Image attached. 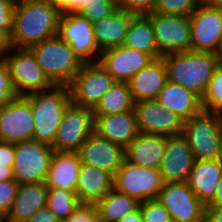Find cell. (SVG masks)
Segmentation results:
<instances>
[{
    "label": "cell",
    "instance_id": "cell-1",
    "mask_svg": "<svg viewBox=\"0 0 222 222\" xmlns=\"http://www.w3.org/2000/svg\"><path fill=\"white\" fill-rule=\"evenodd\" d=\"M60 16L46 0H16L12 47L30 48L57 35Z\"/></svg>",
    "mask_w": 222,
    "mask_h": 222
},
{
    "label": "cell",
    "instance_id": "cell-2",
    "mask_svg": "<svg viewBox=\"0 0 222 222\" xmlns=\"http://www.w3.org/2000/svg\"><path fill=\"white\" fill-rule=\"evenodd\" d=\"M167 81L179 84L204 96L215 68L219 65L216 53L189 50L162 56Z\"/></svg>",
    "mask_w": 222,
    "mask_h": 222
},
{
    "label": "cell",
    "instance_id": "cell-3",
    "mask_svg": "<svg viewBox=\"0 0 222 222\" xmlns=\"http://www.w3.org/2000/svg\"><path fill=\"white\" fill-rule=\"evenodd\" d=\"M34 118L33 140L53 147L64 111L71 103L67 85H54L50 90L25 96Z\"/></svg>",
    "mask_w": 222,
    "mask_h": 222
},
{
    "label": "cell",
    "instance_id": "cell-4",
    "mask_svg": "<svg viewBox=\"0 0 222 222\" xmlns=\"http://www.w3.org/2000/svg\"><path fill=\"white\" fill-rule=\"evenodd\" d=\"M29 49L54 85H68L84 64L69 44L57 35Z\"/></svg>",
    "mask_w": 222,
    "mask_h": 222
},
{
    "label": "cell",
    "instance_id": "cell-5",
    "mask_svg": "<svg viewBox=\"0 0 222 222\" xmlns=\"http://www.w3.org/2000/svg\"><path fill=\"white\" fill-rule=\"evenodd\" d=\"M195 160L222 159V117L202 111L184 121V132Z\"/></svg>",
    "mask_w": 222,
    "mask_h": 222
},
{
    "label": "cell",
    "instance_id": "cell-6",
    "mask_svg": "<svg viewBox=\"0 0 222 222\" xmlns=\"http://www.w3.org/2000/svg\"><path fill=\"white\" fill-rule=\"evenodd\" d=\"M0 58L9 69L18 96L47 91L54 86L29 48L12 47Z\"/></svg>",
    "mask_w": 222,
    "mask_h": 222
},
{
    "label": "cell",
    "instance_id": "cell-7",
    "mask_svg": "<svg viewBox=\"0 0 222 222\" xmlns=\"http://www.w3.org/2000/svg\"><path fill=\"white\" fill-rule=\"evenodd\" d=\"M54 150L36 140L15 144L13 177L19 184L45 182Z\"/></svg>",
    "mask_w": 222,
    "mask_h": 222
},
{
    "label": "cell",
    "instance_id": "cell-8",
    "mask_svg": "<svg viewBox=\"0 0 222 222\" xmlns=\"http://www.w3.org/2000/svg\"><path fill=\"white\" fill-rule=\"evenodd\" d=\"M115 82L100 62L84 63L67 85L71 103L93 110Z\"/></svg>",
    "mask_w": 222,
    "mask_h": 222
},
{
    "label": "cell",
    "instance_id": "cell-9",
    "mask_svg": "<svg viewBox=\"0 0 222 222\" xmlns=\"http://www.w3.org/2000/svg\"><path fill=\"white\" fill-rule=\"evenodd\" d=\"M163 184L158 169L134 165L126 159L114 175V188L140 203L157 199Z\"/></svg>",
    "mask_w": 222,
    "mask_h": 222
},
{
    "label": "cell",
    "instance_id": "cell-10",
    "mask_svg": "<svg viewBox=\"0 0 222 222\" xmlns=\"http://www.w3.org/2000/svg\"><path fill=\"white\" fill-rule=\"evenodd\" d=\"M153 28L159 58L170 53L191 50V23L189 16L152 12L145 15Z\"/></svg>",
    "mask_w": 222,
    "mask_h": 222
},
{
    "label": "cell",
    "instance_id": "cell-11",
    "mask_svg": "<svg viewBox=\"0 0 222 222\" xmlns=\"http://www.w3.org/2000/svg\"><path fill=\"white\" fill-rule=\"evenodd\" d=\"M157 200L175 222H206V207L185 182H164Z\"/></svg>",
    "mask_w": 222,
    "mask_h": 222
},
{
    "label": "cell",
    "instance_id": "cell-12",
    "mask_svg": "<svg viewBox=\"0 0 222 222\" xmlns=\"http://www.w3.org/2000/svg\"><path fill=\"white\" fill-rule=\"evenodd\" d=\"M57 36L68 43L83 63L99 62V50L92 23L78 13L61 14Z\"/></svg>",
    "mask_w": 222,
    "mask_h": 222
},
{
    "label": "cell",
    "instance_id": "cell-13",
    "mask_svg": "<svg viewBox=\"0 0 222 222\" xmlns=\"http://www.w3.org/2000/svg\"><path fill=\"white\" fill-rule=\"evenodd\" d=\"M93 132V110L70 103L64 111L52 148L56 152H78Z\"/></svg>",
    "mask_w": 222,
    "mask_h": 222
},
{
    "label": "cell",
    "instance_id": "cell-14",
    "mask_svg": "<svg viewBox=\"0 0 222 222\" xmlns=\"http://www.w3.org/2000/svg\"><path fill=\"white\" fill-rule=\"evenodd\" d=\"M34 118L30 101L17 96L12 102L0 107V141L20 143L33 139Z\"/></svg>",
    "mask_w": 222,
    "mask_h": 222
},
{
    "label": "cell",
    "instance_id": "cell-15",
    "mask_svg": "<svg viewBox=\"0 0 222 222\" xmlns=\"http://www.w3.org/2000/svg\"><path fill=\"white\" fill-rule=\"evenodd\" d=\"M139 133L173 136L184 132V120L157 100L134 103Z\"/></svg>",
    "mask_w": 222,
    "mask_h": 222
},
{
    "label": "cell",
    "instance_id": "cell-16",
    "mask_svg": "<svg viewBox=\"0 0 222 222\" xmlns=\"http://www.w3.org/2000/svg\"><path fill=\"white\" fill-rule=\"evenodd\" d=\"M189 17L191 50L216 53L222 39V10L202 2Z\"/></svg>",
    "mask_w": 222,
    "mask_h": 222
},
{
    "label": "cell",
    "instance_id": "cell-17",
    "mask_svg": "<svg viewBox=\"0 0 222 222\" xmlns=\"http://www.w3.org/2000/svg\"><path fill=\"white\" fill-rule=\"evenodd\" d=\"M195 159L184 134L167 137V146L159 168L164 182L188 181Z\"/></svg>",
    "mask_w": 222,
    "mask_h": 222
},
{
    "label": "cell",
    "instance_id": "cell-18",
    "mask_svg": "<svg viewBox=\"0 0 222 222\" xmlns=\"http://www.w3.org/2000/svg\"><path fill=\"white\" fill-rule=\"evenodd\" d=\"M153 60L149 54L121 45L102 51L99 62L116 81L128 82Z\"/></svg>",
    "mask_w": 222,
    "mask_h": 222
},
{
    "label": "cell",
    "instance_id": "cell-19",
    "mask_svg": "<svg viewBox=\"0 0 222 222\" xmlns=\"http://www.w3.org/2000/svg\"><path fill=\"white\" fill-rule=\"evenodd\" d=\"M78 154L81 163L107 170L115 175L125 158V148L100 137L95 131L84 141Z\"/></svg>",
    "mask_w": 222,
    "mask_h": 222
},
{
    "label": "cell",
    "instance_id": "cell-20",
    "mask_svg": "<svg viewBox=\"0 0 222 222\" xmlns=\"http://www.w3.org/2000/svg\"><path fill=\"white\" fill-rule=\"evenodd\" d=\"M94 131L100 137L126 148L139 134L135 111L94 117Z\"/></svg>",
    "mask_w": 222,
    "mask_h": 222
},
{
    "label": "cell",
    "instance_id": "cell-21",
    "mask_svg": "<svg viewBox=\"0 0 222 222\" xmlns=\"http://www.w3.org/2000/svg\"><path fill=\"white\" fill-rule=\"evenodd\" d=\"M114 188V175L107 170L81 164L76 195L80 203L96 204Z\"/></svg>",
    "mask_w": 222,
    "mask_h": 222
},
{
    "label": "cell",
    "instance_id": "cell-22",
    "mask_svg": "<svg viewBox=\"0 0 222 222\" xmlns=\"http://www.w3.org/2000/svg\"><path fill=\"white\" fill-rule=\"evenodd\" d=\"M167 146V136L139 133L125 148V158L134 165L158 169Z\"/></svg>",
    "mask_w": 222,
    "mask_h": 222
},
{
    "label": "cell",
    "instance_id": "cell-23",
    "mask_svg": "<svg viewBox=\"0 0 222 222\" xmlns=\"http://www.w3.org/2000/svg\"><path fill=\"white\" fill-rule=\"evenodd\" d=\"M166 81L163 58L154 59L128 81L134 102L156 100Z\"/></svg>",
    "mask_w": 222,
    "mask_h": 222
},
{
    "label": "cell",
    "instance_id": "cell-24",
    "mask_svg": "<svg viewBox=\"0 0 222 222\" xmlns=\"http://www.w3.org/2000/svg\"><path fill=\"white\" fill-rule=\"evenodd\" d=\"M221 176L222 159L195 160L187 182L205 207L213 200Z\"/></svg>",
    "mask_w": 222,
    "mask_h": 222
},
{
    "label": "cell",
    "instance_id": "cell-25",
    "mask_svg": "<svg viewBox=\"0 0 222 222\" xmlns=\"http://www.w3.org/2000/svg\"><path fill=\"white\" fill-rule=\"evenodd\" d=\"M163 107L177 114L184 121L203 111L202 99L193 91L166 81L156 99Z\"/></svg>",
    "mask_w": 222,
    "mask_h": 222
},
{
    "label": "cell",
    "instance_id": "cell-26",
    "mask_svg": "<svg viewBox=\"0 0 222 222\" xmlns=\"http://www.w3.org/2000/svg\"><path fill=\"white\" fill-rule=\"evenodd\" d=\"M134 16L118 7L109 16L92 23L95 41L101 52L123 45L129 23Z\"/></svg>",
    "mask_w": 222,
    "mask_h": 222
},
{
    "label": "cell",
    "instance_id": "cell-27",
    "mask_svg": "<svg viewBox=\"0 0 222 222\" xmlns=\"http://www.w3.org/2000/svg\"><path fill=\"white\" fill-rule=\"evenodd\" d=\"M81 164L78 152L54 151L45 180L46 186L75 192Z\"/></svg>",
    "mask_w": 222,
    "mask_h": 222
},
{
    "label": "cell",
    "instance_id": "cell-28",
    "mask_svg": "<svg viewBox=\"0 0 222 222\" xmlns=\"http://www.w3.org/2000/svg\"><path fill=\"white\" fill-rule=\"evenodd\" d=\"M48 187L45 182L21 184L7 217L26 222L40 209L46 207Z\"/></svg>",
    "mask_w": 222,
    "mask_h": 222
},
{
    "label": "cell",
    "instance_id": "cell-29",
    "mask_svg": "<svg viewBox=\"0 0 222 222\" xmlns=\"http://www.w3.org/2000/svg\"><path fill=\"white\" fill-rule=\"evenodd\" d=\"M123 45L149 54L154 59L159 58L153 28L145 15H135L131 19Z\"/></svg>",
    "mask_w": 222,
    "mask_h": 222
},
{
    "label": "cell",
    "instance_id": "cell-30",
    "mask_svg": "<svg viewBox=\"0 0 222 222\" xmlns=\"http://www.w3.org/2000/svg\"><path fill=\"white\" fill-rule=\"evenodd\" d=\"M134 100L128 82L116 81L93 109V116H107L134 110Z\"/></svg>",
    "mask_w": 222,
    "mask_h": 222
},
{
    "label": "cell",
    "instance_id": "cell-31",
    "mask_svg": "<svg viewBox=\"0 0 222 222\" xmlns=\"http://www.w3.org/2000/svg\"><path fill=\"white\" fill-rule=\"evenodd\" d=\"M140 202L113 188L95 205L99 212V221L118 222L124 216L139 208Z\"/></svg>",
    "mask_w": 222,
    "mask_h": 222
},
{
    "label": "cell",
    "instance_id": "cell-32",
    "mask_svg": "<svg viewBox=\"0 0 222 222\" xmlns=\"http://www.w3.org/2000/svg\"><path fill=\"white\" fill-rule=\"evenodd\" d=\"M80 205L76 192L66 189L48 188L46 207L64 222Z\"/></svg>",
    "mask_w": 222,
    "mask_h": 222
},
{
    "label": "cell",
    "instance_id": "cell-33",
    "mask_svg": "<svg viewBox=\"0 0 222 222\" xmlns=\"http://www.w3.org/2000/svg\"><path fill=\"white\" fill-rule=\"evenodd\" d=\"M201 99L203 111L222 115V64L215 68Z\"/></svg>",
    "mask_w": 222,
    "mask_h": 222
},
{
    "label": "cell",
    "instance_id": "cell-34",
    "mask_svg": "<svg viewBox=\"0 0 222 222\" xmlns=\"http://www.w3.org/2000/svg\"><path fill=\"white\" fill-rule=\"evenodd\" d=\"M116 0H87L75 13L80 14L91 23L109 16L118 8Z\"/></svg>",
    "mask_w": 222,
    "mask_h": 222
},
{
    "label": "cell",
    "instance_id": "cell-35",
    "mask_svg": "<svg viewBox=\"0 0 222 222\" xmlns=\"http://www.w3.org/2000/svg\"><path fill=\"white\" fill-rule=\"evenodd\" d=\"M202 0H156L154 12L162 14L190 16Z\"/></svg>",
    "mask_w": 222,
    "mask_h": 222
},
{
    "label": "cell",
    "instance_id": "cell-36",
    "mask_svg": "<svg viewBox=\"0 0 222 222\" xmlns=\"http://www.w3.org/2000/svg\"><path fill=\"white\" fill-rule=\"evenodd\" d=\"M143 222H169L172 220L169 212L157 200H147L139 204Z\"/></svg>",
    "mask_w": 222,
    "mask_h": 222
},
{
    "label": "cell",
    "instance_id": "cell-37",
    "mask_svg": "<svg viewBox=\"0 0 222 222\" xmlns=\"http://www.w3.org/2000/svg\"><path fill=\"white\" fill-rule=\"evenodd\" d=\"M17 96L12 84L9 69L0 58V107L12 102Z\"/></svg>",
    "mask_w": 222,
    "mask_h": 222
},
{
    "label": "cell",
    "instance_id": "cell-38",
    "mask_svg": "<svg viewBox=\"0 0 222 222\" xmlns=\"http://www.w3.org/2000/svg\"><path fill=\"white\" fill-rule=\"evenodd\" d=\"M19 184L15 180L0 181V213L7 216L15 200Z\"/></svg>",
    "mask_w": 222,
    "mask_h": 222
},
{
    "label": "cell",
    "instance_id": "cell-39",
    "mask_svg": "<svg viewBox=\"0 0 222 222\" xmlns=\"http://www.w3.org/2000/svg\"><path fill=\"white\" fill-rule=\"evenodd\" d=\"M99 212L95 204L80 203L64 222H98Z\"/></svg>",
    "mask_w": 222,
    "mask_h": 222
},
{
    "label": "cell",
    "instance_id": "cell-40",
    "mask_svg": "<svg viewBox=\"0 0 222 222\" xmlns=\"http://www.w3.org/2000/svg\"><path fill=\"white\" fill-rule=\"evenodd\" d=\"M156 0H120L118 6L133 15H147L153 12Z\"/></svg>",
    "mask_w": 222,
    "mask_h": 222
},
{
    "label": "cell",
    "instance_id": "cell-41",
    "mask_svg": "<svg viewBox=\"0 0 222 222\" xmlns=\"http://www.w3.org/2000/svg\"><path fill=\"white\" fill-rule=\"evenodd\" d=\"M16 0H0V28L10 36L13 31V20Z\"/></svg>",
    "mask_w": 222,
    "mask_h": 222
},
{
    "label": "cell",
    "instance_id": "cell-42",
    "mask_svg": "<svg viewBox=\"0 0 222 222\" xmlns=\"http://www.w3.org/2000/svg\"><path fill=\"white\" fill-rule=\"evenodd\" d=\"M15 144L0 141V164L13 167Z\"/></svg>",
    "mask_w": 222,
    "mask_h": 222
},
{
    "label": "cell",
    "instance_id": "cell-43",
    "mask_svg": "<svg viewBox=\"0 0 222 222\" xmlns=\"http://www.w3.org/2000/svg\"><path fill=\"white\" fill-rule=\"evenodd\" d=\"M26 222H61L47 207L40 209Z\"/></svg>",
    "mask_w": 222,
    "mask_h": 222
},
{
    "label": "cell",
    "instance_id": "cell-44",
    "mask_svg": "<svg viewBox=\"0 0 222 222\" xmlns=\"http://www.w3.org/2000/svg\"><path fill=\"white\" fill-rule=\"evenodd\" d=\"M206 222H222V205L206 206Z\"/></svg>",
    "mask_w": 222,
    "mask_h": 222
},
{
    "label": "cell",
    "instance_id": "cell-45",
    "mask_svg": "<svg viewBox=\"0 0 222 222\" xmlns=\"http://www.w3.org/2000/svg\"><path fill=\"white\" fill-rule=\"evenodd\" d=\"M12 48L11 36L0 28V57Z\"/></svg>",
    "mask_w": 222,
    "mask_h": 222
},
{
    "label": "cell",
    "instance_id": "cell-46",
    "mask_svg": "<svg viewBox=\"0 0 222 222\" xmlns=\"http://www.w3.org/2000/svg\"><path fill=\"white\" fill-rule=\"evenodd\" d=\"M60 14L69 13V0H46Z\"/></svg>",
    "mask_w": 222,
    "mask_h": 222
},
{
    "label": "cell",
    "instance_id": "cell-47",
    "mask_svg": "<svg viewBox=\"0 0 222 222\" xmlns=\"http://www.w3.org/2000/svg\"><path fill=\"white\" fill-rule=\"evenodd\" d=\"M222 205V176L220 182L216 187L213 200L207 206H221Z\"/></svg>",
    "mask_w": 222,
    "mask_h": 222
},
{
    "label": "cell",
    "instance_id": "cell-48",
    "mask_svg": "<svg viewBox=\"0 0 222 222\" xmlns=\"http://www.w3.org/2000/svg\"><path fill=\"white\" fill-rule=\"evenodd\" d=\"M118 222H143V216L140 208H138L133 213L124 216Z\"/></svg>",
    "mask_w": 222,
    "mask_h": 222
},
{
    "label": "cell",
    "instance_id": "cell-49",
    "mask_svg": "<svg viewBox=\"0 0 222 222\" xmlns=\"http://www.w3.org/2000/svg\"><path fill=\"white\" fill-rule=\"evenodd\" d=\"M14 180L13 169L6 165L0 164V181Z\"/></svg>",
    "mask_w": 222,
    "mask_h": 222
},
{
    "label": "cell",
    "instance_id": "cell-50",
    "mask_svg": "<svg viewBox=\"0 0 222 222\" xmlns=\"http://www.w3.org/2000/svg\"><path fill=\"white\" fill-rule=\"evenodd\" d=\"M87 0H69V13H75Z\"/></svg>",
    "mask_w": 222,
    "mask_h": 222
},
{
    "label": "cell",
    "instance_id": "cell-51",
    "mask_svg": "<svg viewBox=\"0 0 222 222\" xmlns=\"http://www.w3.org/2000/svg\"><path fill=\"white\" fill-rule=\"evenodd\" d=\"M202 2L209 7L222 10V0H203Z\"/></svg>",
    "mask_w": 222,
    "mask_h": 222
},
{
    "label": "cell",
    "instance_id": "cell-52",
    "mask_svg": "<svg viewBox=\"0 0 222 222\" xmlns=\"http://www.w3.org/2000/svg\"><path fill=\"white\" fill-rule=\"evenodd\" d=\"M216 55L218 57L219 64H222V39H221V43H220L219 49L216 52Z\"/></svg>",
    "mask_w": 222,
    "mask_h": 222
},
{
    "label": "cell",
    "instance_id": "cell-53",
    "mask_svg": "<svg viewBox=\"0 0 222 222\" xmlns=\"http://www.w3.org/2000/svg\"><path fill=\"white\" fill-rule=\"evenodd\" d=\"M2 222H17V221H14L10 218H8L7 216L2 220Z\"/></svg>",
    "mask_w": 222,
    "mask_h": 222
},
{
    "label": "cell",
    "instance_id": "cell-54",
    "mask_svg": "<svg viewBox=\"0 0 222 222\" xmlns=\"http://www.w3.org/2000/svg\"><path fill=\"white\" fill-rule=\"evenodd\" d=\"M6 216L0 213V222L5 218Z\"/></svg>",
    "mask_w": 222,
    "mask_h": 222
}]
</instances>
